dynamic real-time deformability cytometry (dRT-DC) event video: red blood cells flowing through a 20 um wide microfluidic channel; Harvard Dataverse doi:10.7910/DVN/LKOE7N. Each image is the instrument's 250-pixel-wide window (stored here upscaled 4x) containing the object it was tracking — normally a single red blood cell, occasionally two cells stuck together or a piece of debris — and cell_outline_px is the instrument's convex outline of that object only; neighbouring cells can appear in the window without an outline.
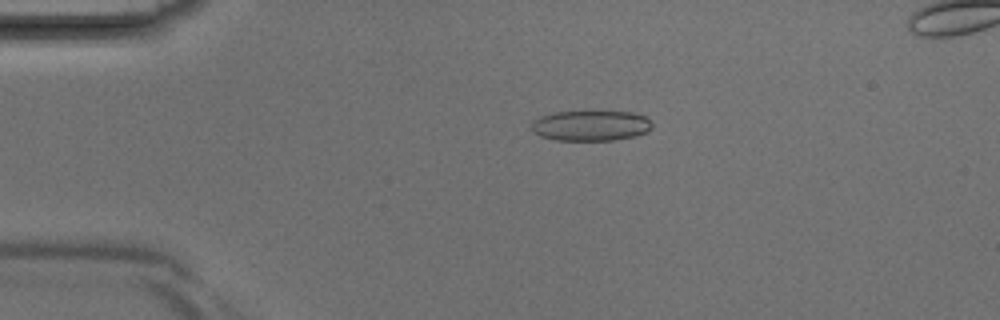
{"species": "Egyptian fruit bat (a non-hibernating species)", "species_latin": "Rousettus aegyptiacus", "temperature_condition": "room temperature", "stored_images_in_passage": 39, "camera_frame_rate_fps": 3000, "um_per_image_px": 0.085, "animal": {"sex": "male"}, "frame": {"image": 1, "passage_image": 9, "time_ms": 2.667, "image_size_px": [1000, 320], "cell_outline_px": [[652, 128], [648, 132], [636, 136], [616, 140], [556, 140], [540, 136], [532, 132], [532, 124], [540, 116], [552, 112], [588, 108], [632, 112], [648, 116], [652, 120]], "centroid_in_image_um": [50.27, 10.62], "position_along_channel_um": 34.7, "area_um2": 22.72}}
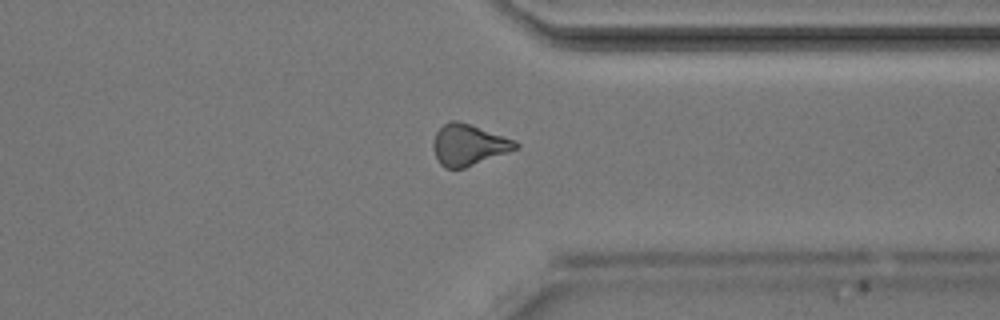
{"frame": {"image": 2, "passage_image": 32, "time_ms": 10.333, "image_size_px": [1000, 320], "cell_outline_px": [[520, 148], [464, 168], [444, 168], [436, 160], [432, 148], [432, 144], [436, 132], [444, 124], [452, 120], [460, 120], [472, 124], [516, 140], [520, 144]], "centroid_in_image_um": [39.84, 12.3], "position_along_channel_um": 371.6, "area_um2": 20.11}}
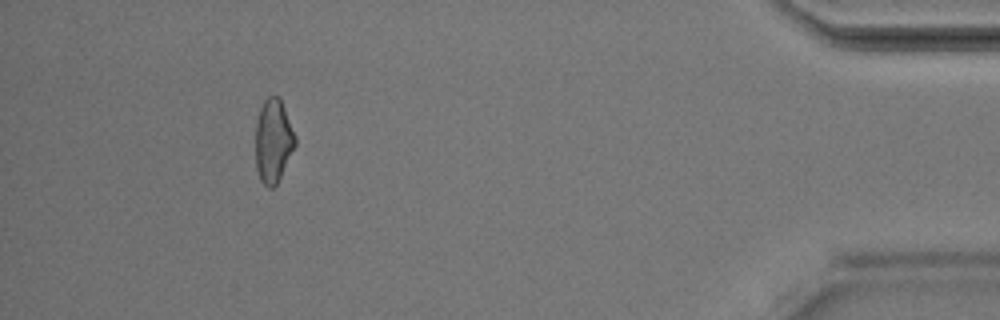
{"frame": {"image": 3, "passage_image": 38, "time_ms": 12.333, "image_size_px": [1000, 320], "cell_outline_px": [[296, 144], [276, 184], [272, 188], [268, 188], [260, 180], [256, 168], [256, 120], [260, 108], [264, 100], [268, 96], [280, 96], [296, 136]], "centroid_in_image_um": [23.22, 11.94], "position_along_channel_um": 412.0, "area_um2": 19.31}}